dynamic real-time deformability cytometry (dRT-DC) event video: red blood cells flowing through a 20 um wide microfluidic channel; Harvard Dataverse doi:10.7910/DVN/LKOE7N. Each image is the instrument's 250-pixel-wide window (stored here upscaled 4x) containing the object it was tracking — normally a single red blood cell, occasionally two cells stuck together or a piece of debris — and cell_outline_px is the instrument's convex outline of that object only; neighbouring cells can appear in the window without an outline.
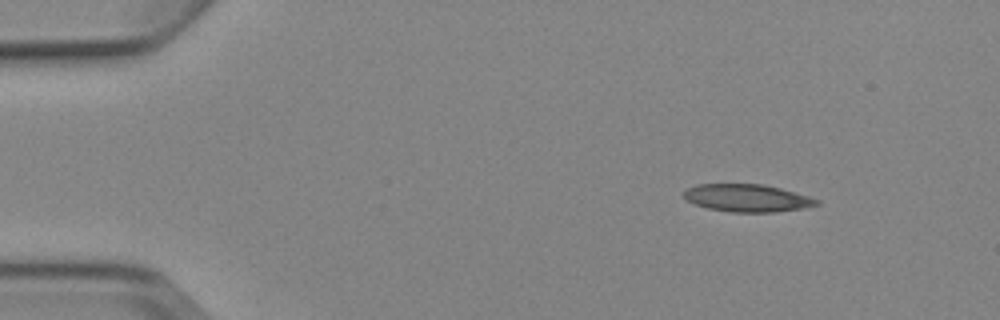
{"species": "Egyptian fruit bat (a non-hibernating species)", "species_latin": "Rousettus aegyptiacus", "temperature_condition": "cold", "stored_images_in_passage": 6, "camera_frame_rate_fps": 3000, "um_per_image_px": 0.085, "animal": {"sex": "female"}, "frame": {"image": 1, "passage_image": 1, "time_ms": 0.0, "image_size_px": [1000, 320], "cell_outline_px": [[820, 204], [804, 208], [776, 212], [732, 212], [708, 208], [696, 204], [688, 200], [684, 196], [684, 192], [688, 188], [696, 184], [764, 184], [780, 188], [808, 196], [820, 200]], "centroid_in_image_um": [63.55, 16.83], "position_along_channel_um": 21.5, "area_um2": 21.21}}
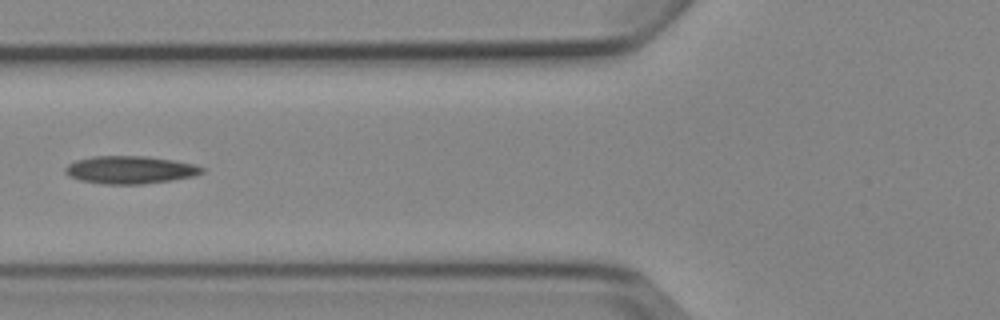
{"frame": {"image": 2, "passage_image": 5, "time_ms": 4.667, "image_size_px": [1000, 320], "cell_outline_px": [[204, 172], [196, 176], [172, 180], [144, 184], [104, 184], [80, 180], [68, 176], [64, 172], [64, 168], [68, 164], [76, 160], [92, 156], [148, 156], [196, 164], [204, 168]], "centroid_in_image_um": [11.07, 14.43], "position_along_channel_um": 114.7, "area_um2": 22.31}}
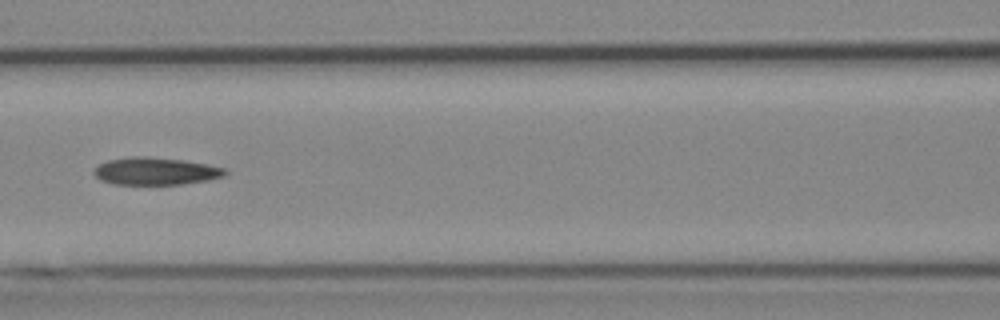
{"frame": {"image": 3, "passage_image": 6, "time_ms": 5.667, "image_size_px": [1000, 320], "cell_outline_px": [[228, 172], [224, 176], [208, 180], [184, 184], [112, 184], [100, 180], [92, 172], [100, 164], [108, 160], [132, 156], [144, 156], [184, 160], [208, 164], [228, 168]], "centroid_in_image_um": [13.27, 14.55], "position_along_channel_um": 153.3, "area_um2": 21.1}}